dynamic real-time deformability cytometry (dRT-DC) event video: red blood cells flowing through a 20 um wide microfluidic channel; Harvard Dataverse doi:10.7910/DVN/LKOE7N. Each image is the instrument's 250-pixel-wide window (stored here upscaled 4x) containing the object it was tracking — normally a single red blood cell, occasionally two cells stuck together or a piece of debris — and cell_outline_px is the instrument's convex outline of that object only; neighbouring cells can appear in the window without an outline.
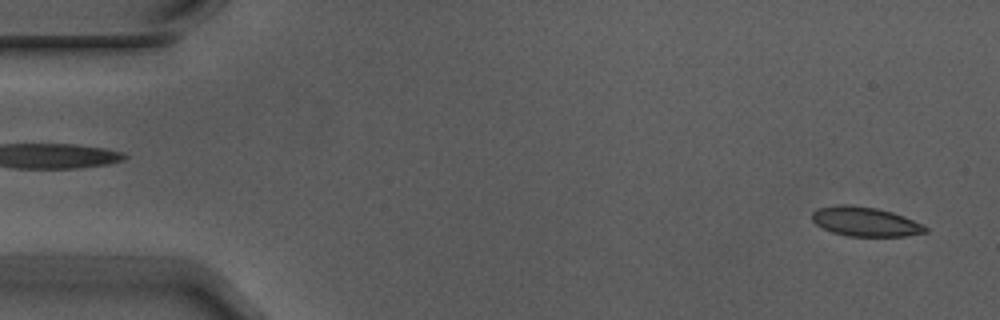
{"species": "Egyptian fruit bat (a non-hibernating species)", "species_latin": "Rousettus aegyptiacus", "temperature_condition": "warm", "stored_images_in_passage": 5, "camera_frame_rate_fps": 3000, "um_per_image_px": 0.085, "animal": {"sex": "male"}, "frame": {"image": 1, "passage_image": 5, "time_ms": 1.333, "image_size_px": [1000, 320], "cell_outline_px": [[928, 232], [904, 236], [848, 236], [832, 232], [816, 224], [812, 220], [812, 212], [820, 208], [840, 204], [852, 204], [876, 208], [892, 212], [904, 216], [924, 224], [928, 228]], "centroid_in_image_um": [73.58, 18.83], "position_along_channel_um": 11.4, "area_um2": 19.42}}